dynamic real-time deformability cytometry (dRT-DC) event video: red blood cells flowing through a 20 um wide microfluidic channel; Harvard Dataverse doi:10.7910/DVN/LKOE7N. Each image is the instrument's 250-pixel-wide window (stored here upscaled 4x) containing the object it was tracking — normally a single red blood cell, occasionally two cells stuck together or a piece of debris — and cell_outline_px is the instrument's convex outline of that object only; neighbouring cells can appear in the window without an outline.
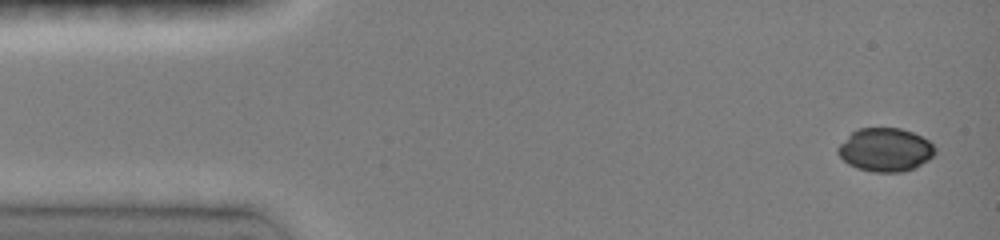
{"species": "common noctule bat (a hibernating species)", "species_latin": "Nyctalus noctula", "temperature_condition": "room temperature", "stored_images_in_passage": 30, "camera_frame_rate_fps": 3000, "um_per_image_px": 0.085, "animal": {"sex": "female", "body_mass_g": 19.0, "forearm_length_mm": 51.5}, "frame": {"image": 1, "passage_image": 1, "time_ms": 0.0, "image_size_px": [1000, 240], "cell_outline_px": [[936, 152], [928, 160], [916, 168], [900, 172], [872, 172], [856, 168], [848, 164], [836, 152], [836, 148], [852, 132], [860, 128], [900, 128], [912, 132], [928, 140], [936, 148]], "centroid_in_image_um": [75.25, 12.74], "position_along_channel_um": 9.7, "area_um2": 24.62}}
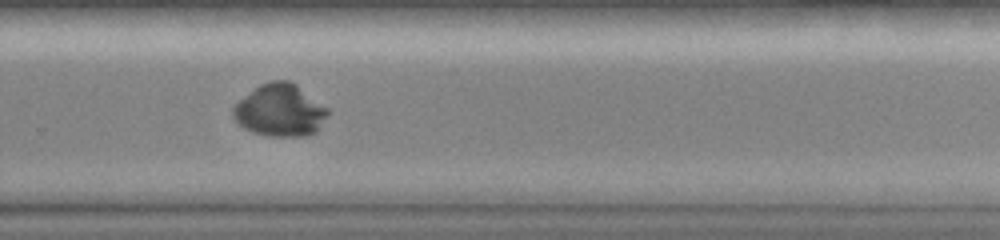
{"frame": {"image": 2, "passage_image": 19, "time_ms": 10.0, "image_size_px": [1000, 240], "cell_outline_px": [[332, 112], [316, 132], [308, 136], [268, 136], [252, 132], [244, 128], [232, 116], [232, 108], [240, 100], [260, 84], [272, 80], [288, 80], [296, 84], [328, 108]], "centroid_in_image_um": [23.84, 9.39], "position_along_channel_um": 306.0, "area_um2": 28.96}}
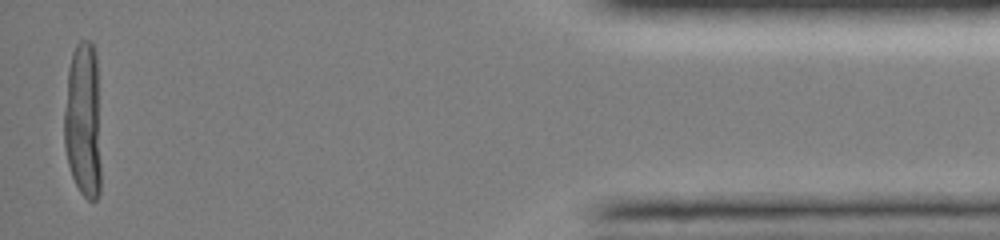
{"frame": {"image": 3, "passage_image": 30, "time_ms": 14.667, "image_size_px": [1000, 240], "cell_outline_px": [[100, 192], [96, 200], [88, 200], [80, 192], [72, 176], [68, 164], [64, 148], [64, 112], [68, 68], [72, 52], [76, 44], [80, 40], [92, 40], [96, 52], [100, 164]], "centroid_in_image_um": [7.05, 10.21], "position_along_channel_um": 428.1, "area_um2": 33.76}, "authors_computed_cell_mechanics": {"area_um2": 29.1312, "velocity_mm_per_s": 4.0637, "shape_relaxation_time_tau1_ms": 9.9043, "shape_relaxation_time_tau2_ms": null, "deformation_change_tau1": 0.377, "deformation_change_tau2": null}}